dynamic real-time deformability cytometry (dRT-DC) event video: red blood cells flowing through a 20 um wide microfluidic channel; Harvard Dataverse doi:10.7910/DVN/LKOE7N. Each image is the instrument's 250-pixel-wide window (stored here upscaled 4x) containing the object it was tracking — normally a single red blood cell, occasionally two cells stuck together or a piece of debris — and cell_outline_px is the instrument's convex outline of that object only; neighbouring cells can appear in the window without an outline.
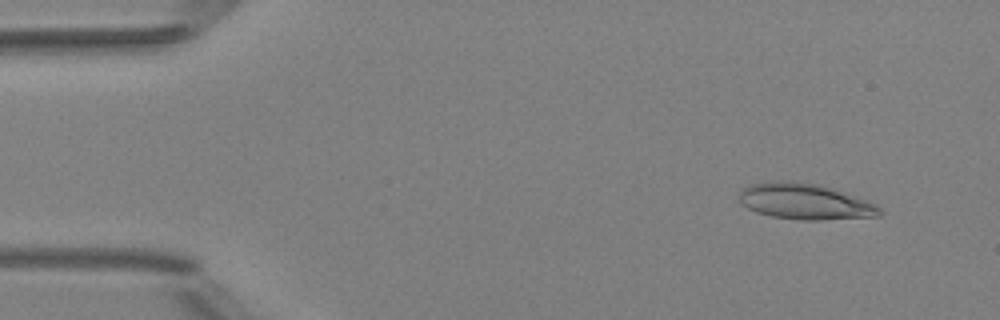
{"species": "Egyptian fruit bat (a non-hibernating species)", "species_latin": "Rousettus aegyptiacus", "temperature_condition": "room temperature", "stored_images_in_passage": 4, "camera_frame_rate_fps": 3000, "um_per_image_px": 0.085, "animal": {"sex": "female"}, "frame": {"image": 1, "passage_image": 1, "time_ms": 0.0, "image_size_px": [1000, 320], "cell_outline_px": [[884, 212], [880, 216], [820, 220], [800, 220], [772, 216], [756, 212], [740, 204], [736, 196], [744, 188], [752, 184], [796, 180], [832, 188], [876, 204]], "centroid_in_image_um": [68.41, 17.14], "position_along_channel_um": 16.6, "area_um2": 29.25}}
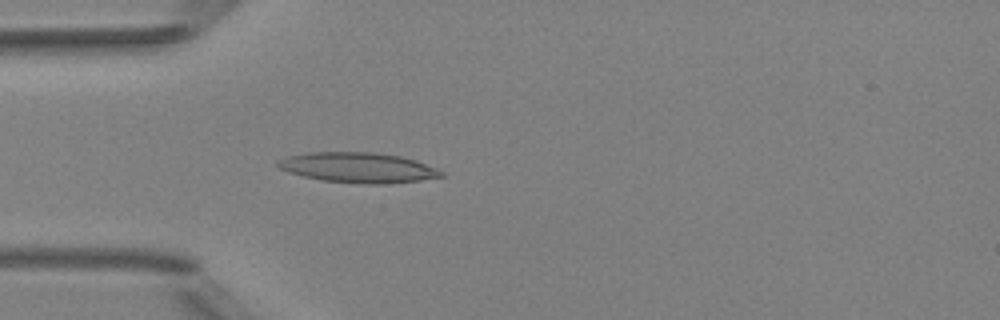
{"frame": {"image": 2, "passage_image": 4, "time_ms": 3.333, "image_size_px": [1000, 320], "cell_outline_px": [[444, 176], [420, 180], [376, 184], [368, 184], [320, 180], [288, 172], [280, 168], [276, 164], [276, 160], [288, 156], [308, 152], [376, 152], [400, 156], [416, 160], [436, 168], [444, 172]], "centroid_in_image_um": [30.42, 14.23], "position_along_channel_um": 54.6, "area_um2": 28.67}}